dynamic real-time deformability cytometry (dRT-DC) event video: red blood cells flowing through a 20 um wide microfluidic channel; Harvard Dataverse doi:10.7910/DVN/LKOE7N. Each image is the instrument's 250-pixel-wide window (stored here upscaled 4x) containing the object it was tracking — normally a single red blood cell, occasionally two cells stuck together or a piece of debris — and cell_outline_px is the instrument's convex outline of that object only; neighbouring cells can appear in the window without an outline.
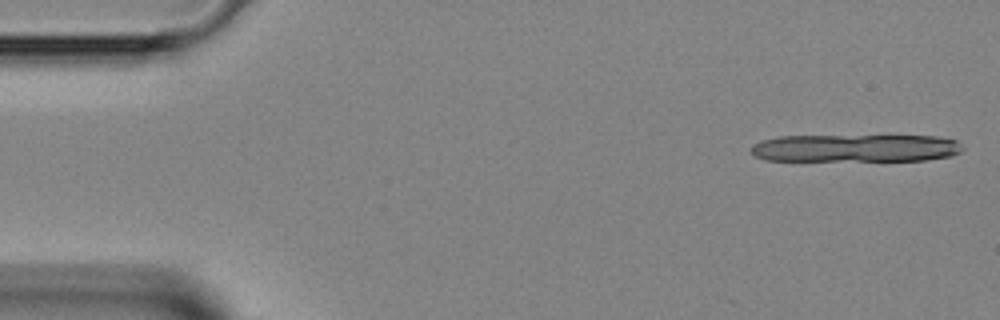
{"species": "Egyptian fruit bat (a non-hibernating species)", "species_latin": "Rousettus aegyptiacus", "temperature_condition": "room temperature", "stored_images_in_passage": 7, "camera_frame_rate_fps": 3000, "um_per_image_px": 0.085, "animal": {"sex": "female"}, "frame": {"image": 1, "passage_image": 1, "time_ms": 0.0, "image_size_px": [1000, 320], "cell_outline_px": [[964, 148], [960, 152], [952, 156], [928, 160], [764, 160], [752, 156], [752, 144], [760, 140], [780, 136], [936, 136], [956, 140]], "centroid_in_image_um": [72.71, 12.59], "position_along_channel_um": 12.3, "area_um2": 34.22}}